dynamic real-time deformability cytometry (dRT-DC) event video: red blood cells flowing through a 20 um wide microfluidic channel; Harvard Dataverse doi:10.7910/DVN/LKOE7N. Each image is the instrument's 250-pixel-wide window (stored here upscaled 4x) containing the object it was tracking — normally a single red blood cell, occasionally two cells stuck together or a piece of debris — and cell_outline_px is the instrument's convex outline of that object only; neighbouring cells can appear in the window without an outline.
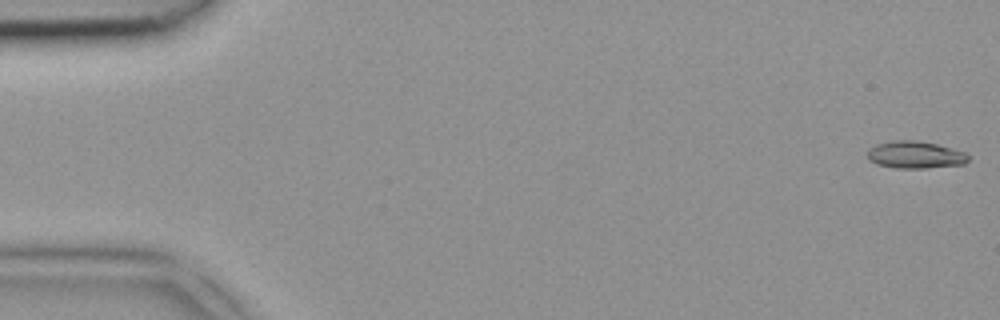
{"species": "common noctule bat (a hibernating species)", "species_latin": "Nyctalus noctula", "temperature_condition": "room temperature", "stored_images_in_passage": 5, "camera_frame_rate_fps": 3000, "um_per_image_px": 0.085, "animal": {"sex": "female", "body_mass_g": 18.4}, "frame": {"image": 1, "passage_image": 1, "time_ms": 0.0, "image_size_px": [1000, 320], "cell_outline_px": [[968, 160], [964, 164], [928, 168], [896, 168], [876, 164], [868, 160], [868, 148], [876, 144], [892, 140], [912, 140], [936, 144], [964, 152], [968, 156]], "centroid_in_image_um": [77.74, 13.16], "position_along_channel_um": 7.3, "area_um2": 15.95}}
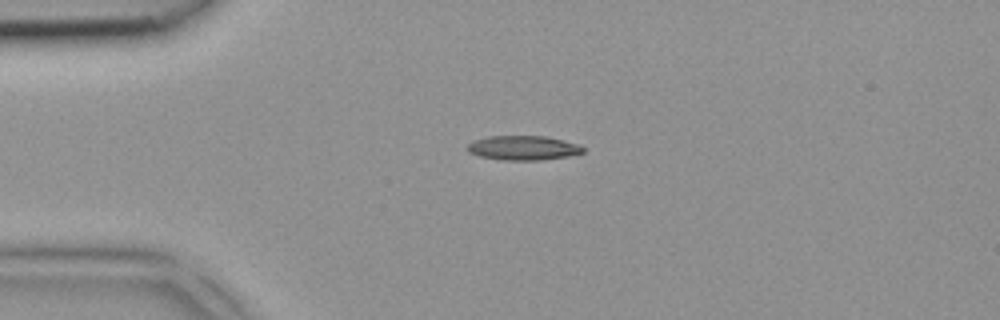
{"frame": {"image": 2, "passage_image": 3, "time_ms": 0.667, "image_size_px": [1000, 320], "cell_outline_px": [[584, 152], [568, 156], [540, 160], [500, 160], [480, 156], [468, 152], [464, 148], [472, 140], [488, 136], [548, 136], [580, 144], [584, 148]], "centroid_in_image_um": [44.45, 12.56], "position_along_channel_um": 40.6, "area_um2": 16.7}}